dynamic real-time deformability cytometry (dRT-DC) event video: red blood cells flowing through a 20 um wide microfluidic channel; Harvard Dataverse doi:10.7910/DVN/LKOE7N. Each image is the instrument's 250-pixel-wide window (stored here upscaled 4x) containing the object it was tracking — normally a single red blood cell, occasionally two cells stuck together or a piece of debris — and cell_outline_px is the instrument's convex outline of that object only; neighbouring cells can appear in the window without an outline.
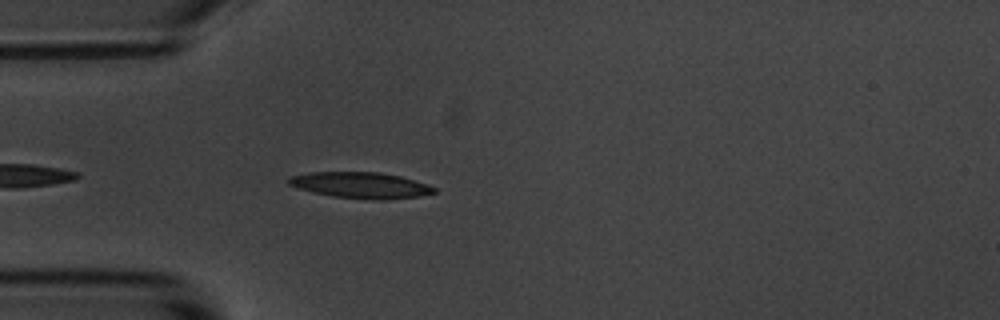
{"species": "common noctule bat (a hibernating species)", "species_latin": "Nyctalus noctula", "temperature_condition": "room temperature", "stored_images_in_passage": 27, "camera_frame_rate_fps": 3000, "um_per_image_px": 0.085, "animal": {"sex": "male", "body_mass_g": 20.1, "forearm_length_mm": 53.5}, "frame": {"image": 1, "passage_image": 3, "time_ms": 0.667, "image_size_px": [1000, 320], "cell_outline_px": [[436, 192], [420, 196], [384, 200], [368, 200], [332, 196], [312, 192], [288, 184], [288, 180], [292, 176], [308, 172], [380, 172], [400, 176], [428, 184], [436, 188]], "centroid_in_image_um": [30.69, 15.75], "position_along_channel_um": 54.3, "area_um2": 22.14}}
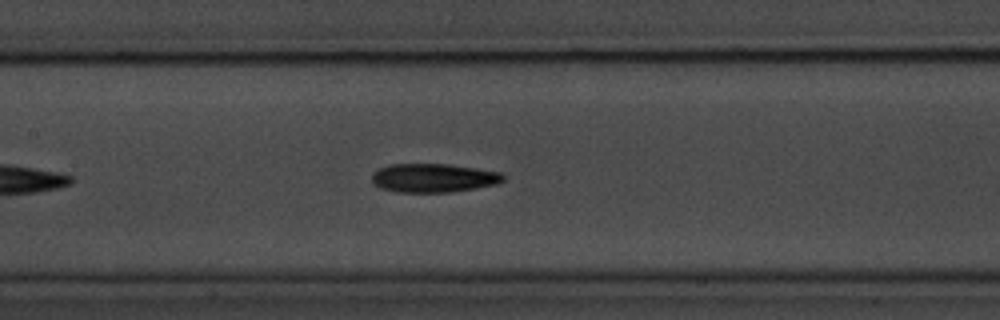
{"frame": {"image": 2, "passage_image": 13, "time_ms": 4.0, "image_size_px": [1000, 320], "cell_outline_px": [[504, 180], [496, 184], [476, 188], [448, 192], [396, 192], [380, 188], [372, 184], [372, 176], [380, 168], [392, 164], [448, 164], [476, 168], [500, 172], [504, 176]], "centroid_in_image_um": [36.84, 15.13], "position_along_channel_um": 170.6, "area_um2": 21.91}}
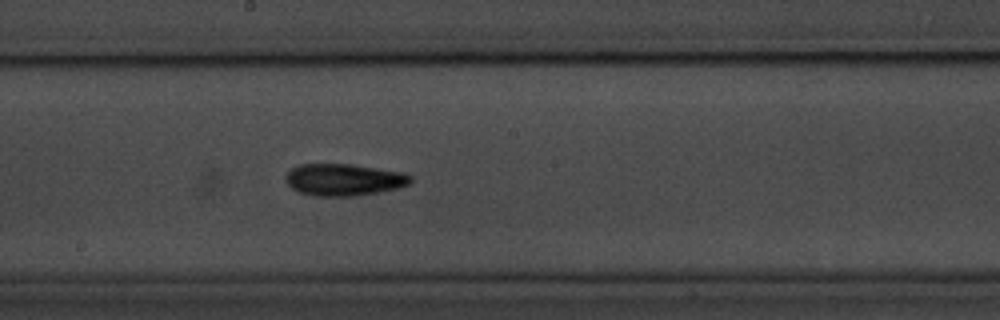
{"frame": {"image": 3, "passage_image": 17, "time_ms": 5.333, "image_size_px": [1000, 320], "cell_outline_px": [[412, 184], [396, 188], [376, 192], [352, 196], [312, 196], [296, 192], [284, 180], [284, 176], [292, 168], [300, 164], [352, 164], [404, 172], [412, 176]], "centroid_in_image_um": [29.21, 15.27], "position_along_channel_um": 219.0, "area_um2": 23.47}}